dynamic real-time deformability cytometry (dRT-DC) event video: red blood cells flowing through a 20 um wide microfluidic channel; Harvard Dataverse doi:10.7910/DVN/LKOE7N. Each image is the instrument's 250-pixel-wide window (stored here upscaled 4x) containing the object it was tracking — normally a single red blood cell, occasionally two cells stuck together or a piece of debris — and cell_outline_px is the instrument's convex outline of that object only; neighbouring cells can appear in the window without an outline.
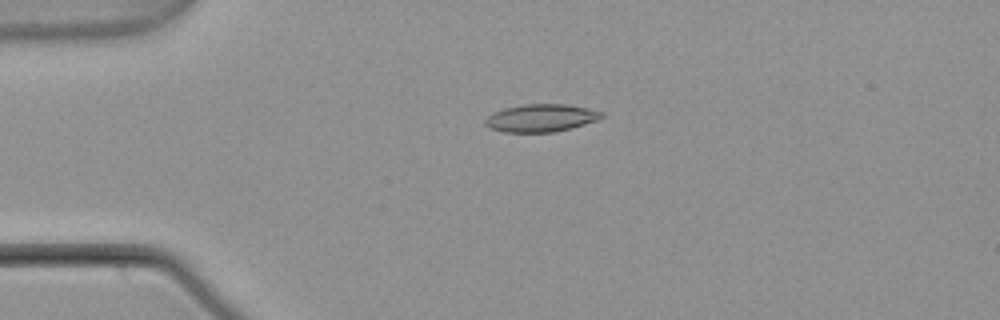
{"species": "common noctule bat (a hibernating species)", "species_latin": "Nyctalus noctula", "temperature_condition": "warm", "stored_images_in_passage": 42, "camera_frame_rate_fps": 3000, "um_per_image_px": 0.085, "animal": {"sex": "male", "body_mass_g": 21.5, "forearm_length_mm": 52.0}, "frame": {"image": 1, "passage_image": 1, "time_ms": 0.0, "image_size_px": [1000, 320], "cell_outline_px": [[604, 116], [596, 120], [572, 128], [552, 132], [504, 132], [488, 128], [484, 124], [484, 120], [492, 112], [504, 108], [524, 104], [564, 104], [588, 108], [604, 112]], "centroid_in_image_um": [45.95, 10.03], "position_along_channel_um": 39.0, "area_um2": 18.84}}
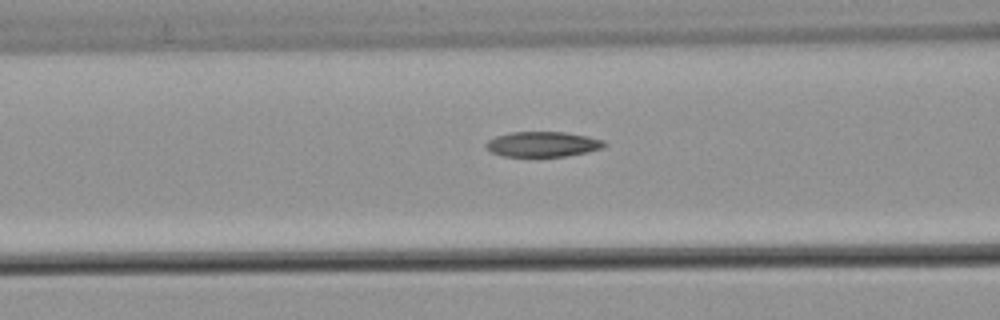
{"frame": {"image": 2, "passage_image": 10, "time_ms": 3.0, "image_size_px": [1000, 320], "cell_outline_px": [[608, 144], [604, 148], [564, 156], [504, 156], [492, 152], [484, 144], [488, 140], [496, 136], [508, 132], [564, 132], [588, 136], [604, 140]], "centroid_in_image_um": [46.15, 12.24], "position_along_channel_um": 120.5, "area_um2": 17.28}}
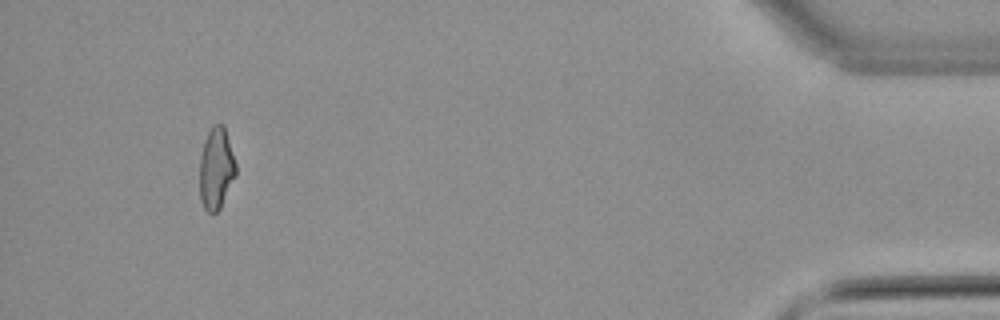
{"frame": {"image": 3, "passage_image": 39, "time_ms": 12.667, "image_size_px": [1000, 320], "cell_outline_px": [[236, 176], [220, 208], [216, 212], [208, 212], [204, 208], [200, 200], [200, 156], [204, 140], [208, 132], [216, 124], [224, 124], [236, 164]], "centroid_in_image_um": [18.38, 14.33], "position_along_channel_um": 416.8, "area_um2": 17.22}, "authors_computed_cell_mechanics": {"area_um2": 17.6579, "velocity_mm_per_s": 3.8001, "shape_relaxation_time_tau1_ms": null, "shape_relaxation_time_tau2_ms": 2.9626, "deformation_change_tau1": null, "deformation_change_tau2": 0.0983}}